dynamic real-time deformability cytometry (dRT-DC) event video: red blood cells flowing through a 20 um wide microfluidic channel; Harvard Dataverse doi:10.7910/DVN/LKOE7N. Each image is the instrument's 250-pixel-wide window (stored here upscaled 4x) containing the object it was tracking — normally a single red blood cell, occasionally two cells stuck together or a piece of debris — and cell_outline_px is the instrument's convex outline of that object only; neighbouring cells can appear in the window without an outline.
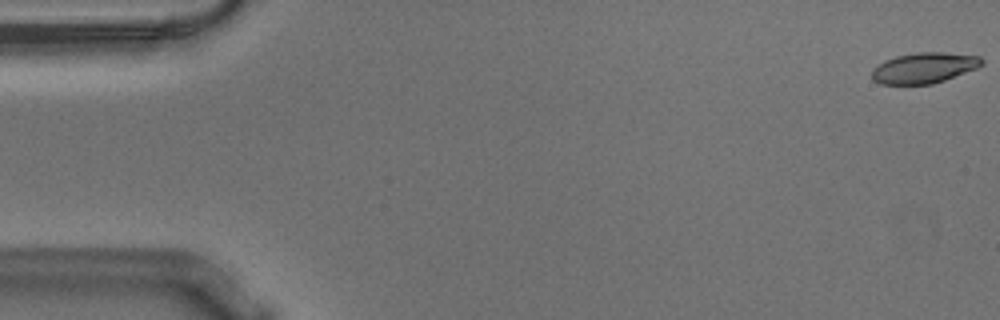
{"species": "Egyptian fruit bat (a non-hibernating species)", "species_latin": "Rousettus aegyptiacus", "temperature_condition": "warm", "stored_images_in_passage": 56, "camera_frame_rate_fps": 3000, "um_per_image_px": 0.085, "animal": {"sex": "male"}, "frame": {"image": 1, "passage_image": 1, "time_ms": 0.0, "image_size_px": [1000, 320], "cell_outline_px": [[984, 64], [976, 68], [944, 80], [932, 84], [880, 84], [872, 80], [872, 68], [884, 60], [896, 56], [916, 52], [944, 52], [980, 56], [984, 60]], "centroid_in_image_um": [78.53, 5.76], "position_along_channel_um": 6.5, "area_um2": 19.71}}
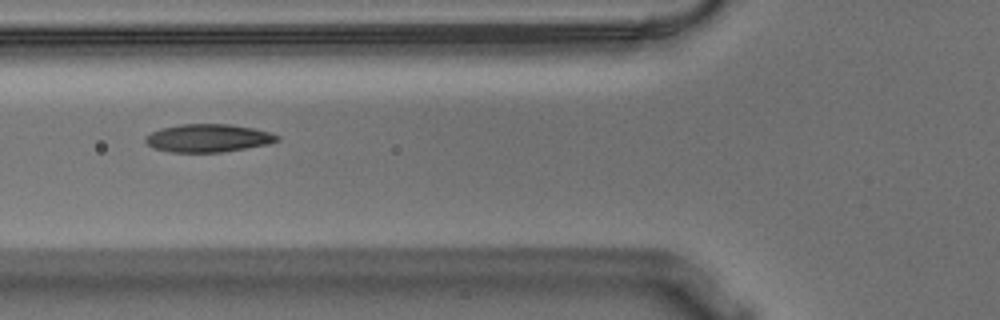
{"frame": {"image": 2, "passage_image": 21, "time_ms": 6.667, "image_size_px": [1000, 320], "cell_outline_px": [[280, 140], [268, 144], [224, 152], [172, 152], [152, 148], [144, 140], [144, 136], [160, 128], [180, 124], [232, 124], [252, 128], [268, 132], [280, 136]], "centroid_in_image_um": [17.67, 11.74], "position_along_channel_um": 108.1, "area_um2": 21.56}}
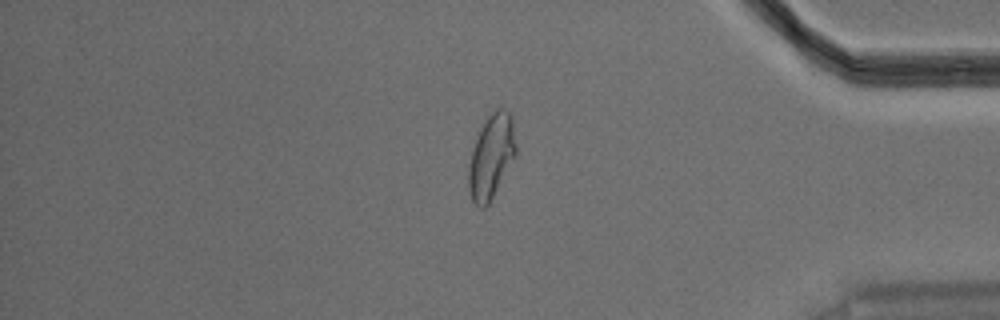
{"frame": {"image": 3, "passage_image": 47, "time_ms": 15.333, "image_size_px": [1000, 320], "cell_outline_px": [[516, 156], [488, 204], [484, 208], [480, 208], [472, 200], [468, 188], [468, 164], [472, 148], [480, 128], [484, 120], [500, 104], [512, 116], [516, 144]], "centroid_in_image_um": [41.76, 13.26], "position_along_channel_um": 393.4, "area_um2": 23.47}, "authors_computed_cell_mechanics": {"area_um2": 21.4438, "velocity_mm_per_s": 3.6139, "shape_relaxation_time_tau1_ms": 9.1141, "shape_relaxation_time_tau2_ms": 1.815, "deformation_change_tau1": 0.252, "deformation_change_tau2": 0.0862}}